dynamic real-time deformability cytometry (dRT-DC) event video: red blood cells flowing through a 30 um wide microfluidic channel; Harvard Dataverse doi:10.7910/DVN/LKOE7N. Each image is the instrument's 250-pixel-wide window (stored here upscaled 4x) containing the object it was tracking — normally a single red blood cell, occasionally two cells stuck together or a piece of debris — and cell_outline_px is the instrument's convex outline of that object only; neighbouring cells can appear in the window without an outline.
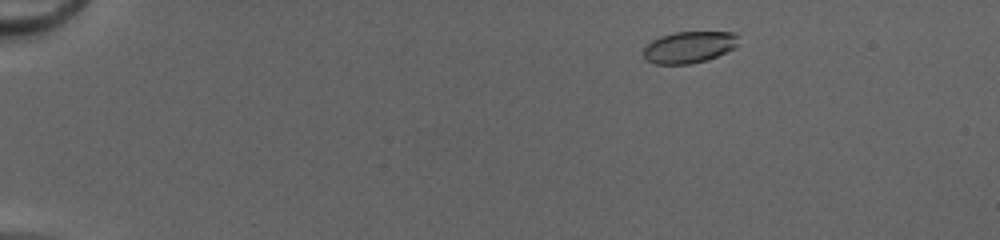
{"species": "common noctule bat (a hibernating species)", "species_latin": "Nyctalus noctula", "temperature_condition": "cold", "stored_images_in_passage": 48, "camera_frame_rate_fps": 3000, "um_per_image_px": 0.085, "animal": {"sex": "female", "body_mass_g": 20.0, "forearm_length_mm": 54.0}, "frame": {"image": 1, "passage_image": 5, "time_ms": 1.333, "image_size_px": [1000, 240], "cell_outline_px": [[736, 48], [716, 56], [704, 60], [688, 64], [656, 64], [644, 60], [644, 48], [652, 40], [660, 36], [676, 32], [736, 32]], "centroid_in_image_um": [58.54, 4.01], "position_along_channel_um": 26.5, "area_um2": 17.34}}
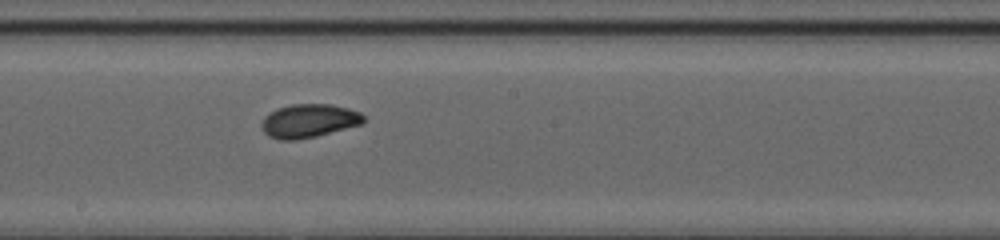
{"frame": {"image": 2, "passage_image": 27, "time_ms": 8.667, "image_size_px": [1000, 240], "cell_outline_px": [[364, 120], [360, 124], [316, 136], [296, 140], [280, 140], [268, 136], [264, 132], [260, 124], [264, 116], [276, 108], [292, 104], [332, 104], [348, 108], [360, 112], [364, 116]], "centroid_in_image_um": [26.21, 10.26], "position_along_channel_um": 222.0, "area_um2": 19.94}}
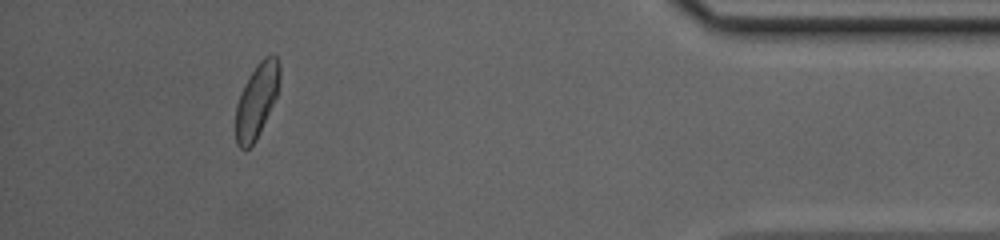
{"frame": {"image": 3, "passage_image": 44, "time_ms": 14.333, "image_size_px": [1000, 240], "cell_outline_px": [[280, 76], [276, 96], [256, 140], [248, 148], [240, 148], [236, 144], [236, 104], [244, 84], [256, 64], [264, 56], [272, 52], [276, 56], [280, 64]], "centroid_in_image_um": [21.82, 8.49], "position_along_channel_um": 413.4, "area_um2": 18.9}, "authors_computed_cell_mechanics": {"area_um2": 19.1318, "velocity_mm_per_s": 4.1841, "shape_relaxation_time_tau1_ms": 3.1132, "shape_relaxation_time_tau2_ms": 1.0409, "deformation_change_tau1": 0.118, "deformation_change_tau2": 0.0449}}